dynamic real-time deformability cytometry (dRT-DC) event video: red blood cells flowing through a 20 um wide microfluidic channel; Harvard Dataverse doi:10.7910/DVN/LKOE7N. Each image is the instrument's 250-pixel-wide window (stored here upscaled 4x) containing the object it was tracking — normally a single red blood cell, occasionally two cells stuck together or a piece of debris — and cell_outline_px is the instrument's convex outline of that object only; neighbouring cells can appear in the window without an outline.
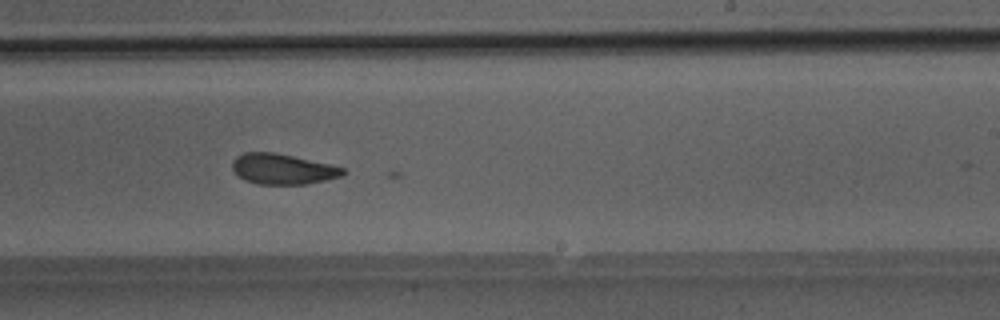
{"species": "Egyptian fruit bat (a non-hibernating species)", "species_latin": "Rousettus aegyptiacus", "temperature_condition": "room temperature", "stored_images_in_passage": 33, "camera_frame_rate_fps": 3000, "um_per_image_px": 0.085, "animal": {"sex": "male"}, "frame": {"image": 1, "passage_image": 30, "time_ms": 9.667, "image_size_px": [1000, 320], "cell_outline_px": [[348, 172], [340, 176], [308, 184], [256, 184], [244, 180], [232, 168], [232, 160], [236, 156], [244, 152], [272, 152], [292, 156], [328, 164], [344, 168]], "centroid_in_image_um": [24.0, 14.37], "position_along_channel_um": 265.0, "area_um2": 19.48}}